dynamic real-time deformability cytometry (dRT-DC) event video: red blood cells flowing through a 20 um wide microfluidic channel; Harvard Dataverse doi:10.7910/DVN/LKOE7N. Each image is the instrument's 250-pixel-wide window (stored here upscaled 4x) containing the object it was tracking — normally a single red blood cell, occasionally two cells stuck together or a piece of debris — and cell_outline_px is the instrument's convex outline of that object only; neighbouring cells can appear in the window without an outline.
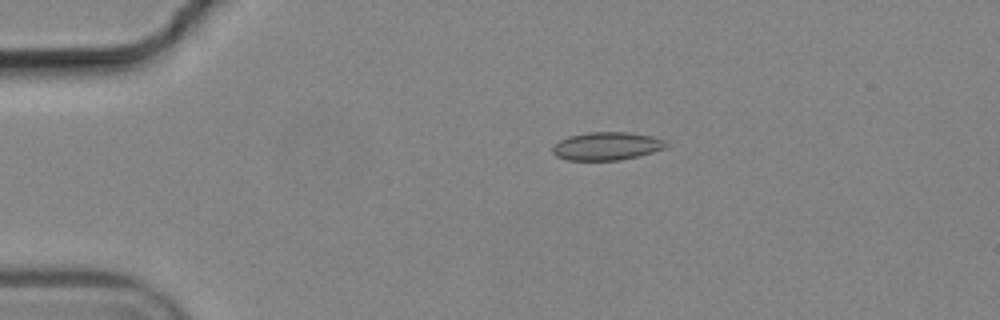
{"species": "common noctule bat (a hibernating species)", "species_latin": "Nyctalus noctula", "temperature_condition": "cold", "stored_images_in_passage": 4, "camera_frame_rate_fps": 3000, "um_per_image_px": 0.085, "animal": {"sex": "male", "body_mass_g": 19.2, "forearm_length_mm": 51.8}, "frame": {"image": 1, "passage_image": 1, "time_ms": 0.0, "image_size_px": [1000, 320], "cell_outline_px": [[668, 144], [664, 148], [652, 152], [620, 160], [568, 160], [556, 156], [552, 152], [552, 148], [560, 140], [568, 136], [588, 132], [628, 132], [652, 136], [664, 140]], "centroid_in_image_um": [51.55, 12.41], "position_along_channel_um": 33.4, "area_um2": 18.44}}
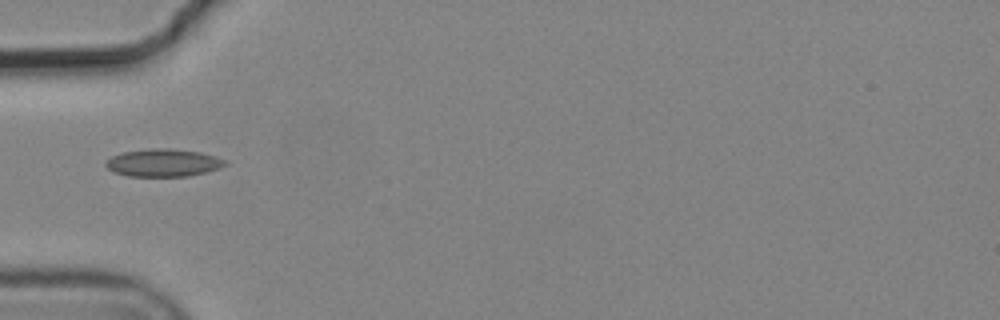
{"frame": {"image": 2, "passage_image": 3, "time_ms": 0.667, "image_size_px": [1000, 320], "cell_outline_px": [[228, 164], [220, 168], [188, 176], [128, 176], [116, 172], [108, 168], [104, 164], [112, 156], [124, 152], [152, 148], [168, 148], [200, 152], [216, 156], [228, 160]], "centroid_in_image_um": [13.93, 13.83], "position_along_channel_um": 71.1, "area_um2": 19.13}}
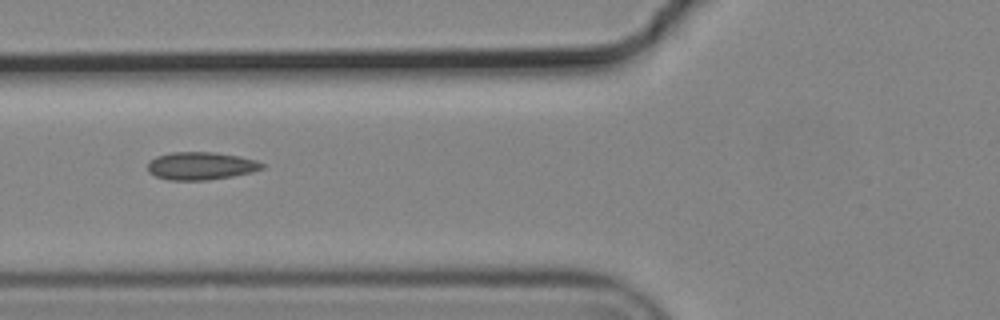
{"frame": {"image": 3, "passage_image": 4, "time_ms": 1.0, "image_size_px": [1000, 320], "cell_outline_px": [[264, 168], [252, 172], [232, 176], [208, 180], [168, 180], [156, 176], [148, 172], [148, 160], [156, 156], [172, 152], [216, 152], [240, 156], [256, 160], [264, 164]], "centroid_in_image_um": [17.06, 14.09], "position_along_channel_um": 108.7, "area_um2": 18.67}}